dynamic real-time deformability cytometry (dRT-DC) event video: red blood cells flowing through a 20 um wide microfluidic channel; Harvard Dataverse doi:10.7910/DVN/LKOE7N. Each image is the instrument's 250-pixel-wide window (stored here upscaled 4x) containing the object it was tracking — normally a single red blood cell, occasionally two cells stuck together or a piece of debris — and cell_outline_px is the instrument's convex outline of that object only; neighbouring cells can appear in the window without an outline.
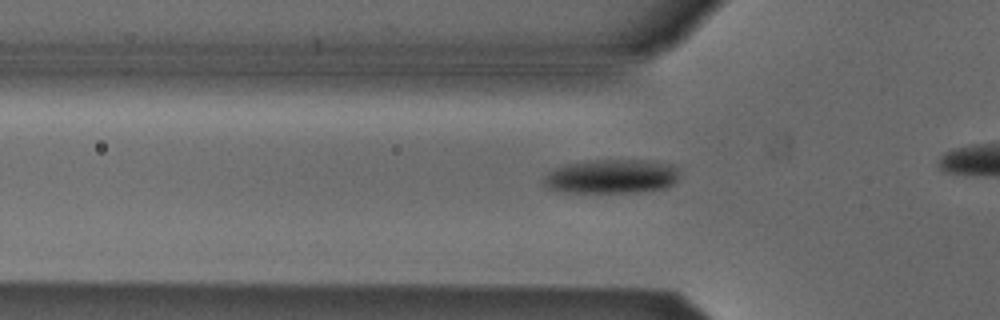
{"species": "Egyptian fruit bat (a non-hibernating species)", "species_latin": "Rousettus aegyptiacus", "temperature_condition": "cold", "stored_images_in_passage": 12, "camera_frame_rate_fps": 3000, "um_per_image_px": 0.085, "animal": {"sex": "male"}, "frame": {"image": 1, "passage_image": 6, "time_ms": 1.667, "image_size_px": [1000, 320], "cell_outline_px": [[676, 184], [664, 188], [636, 192], [568, 192], [548, 188], [544, 184], [544, 176], [548, 172], [556, 168], [568, 164], [596, 160], [652, 160], [676, 164]], "centroid_in_image_um": [52.03, 14.99], "position_along_channel_um": 73.8, "area_um2": 26.88}}
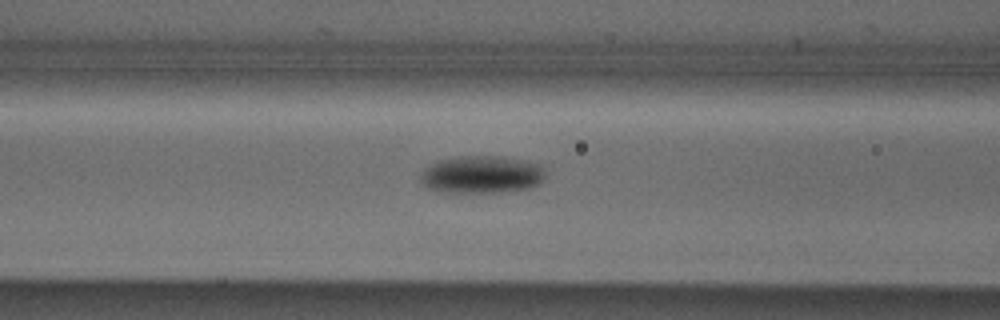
{"frame": {"image": 2, "passage_image": 10, "time_ms": 3.0, "image_size_px": [1000, 320], "cell_outline_px": [[544, 176], [540, 184], [532, 188], [508, 192], [440, 192], [428, 188], [420, 180], [420, 176], [424, 168], [436, 160], [456, 156], [500, 156], [524, 160], [544, 164]], "centroid_in_image_um": [40.97, 14.83], "position_along_channel_um": 125.6, "area_um2": 27.92}}